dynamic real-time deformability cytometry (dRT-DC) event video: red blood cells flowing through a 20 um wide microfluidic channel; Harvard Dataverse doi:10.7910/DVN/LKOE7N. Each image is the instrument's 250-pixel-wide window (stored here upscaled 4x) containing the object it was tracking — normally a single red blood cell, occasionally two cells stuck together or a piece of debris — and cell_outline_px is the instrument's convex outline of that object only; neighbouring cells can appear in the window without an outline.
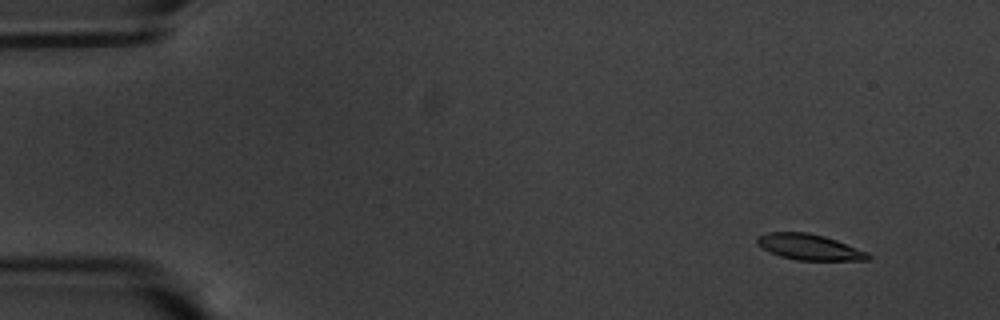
{"species": "common noctule bat (a hibernating species)", "species_latin": "Nyctalus noctula", "temperature_condition": "warm", "stored_images_in_passage": 54, "camera_frame_rate_fps": 3000, "um_per_image_px": 0.085, "animal": {"sex": "male", "body_mass_g": 20.1, "forearm_length_mm": 53.5}, "frame": {"image": 1, "passage_image": 1, "time_ms": 0.0, "image_size_px": [1000, 320], "cell_outline_px": [[872, 256], [868, 260], [796, 260], [780, 256], [756, 244], [756, 236], [768, 232], [808, 232], [824, 236], [836, 240], [868, 252]], "centroid_in_image_um": [68.79, 20.99], "position_along_channel_um": 16.2, "area_um2": 16.65}}
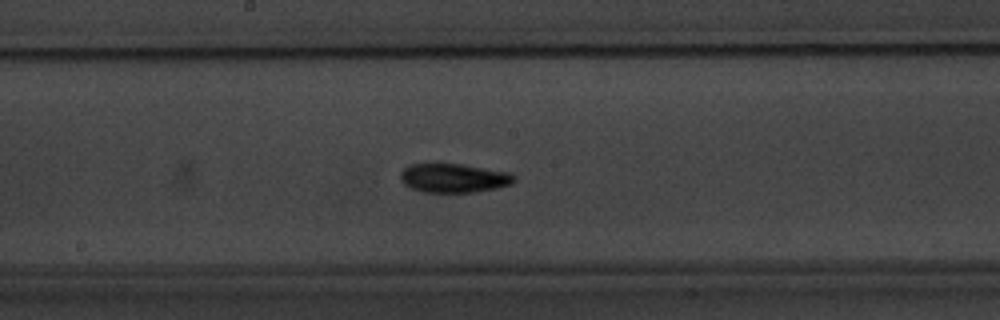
{"frame": {"image": 2, "passage_image": 27, "time_ms": 8.667, "image_size_px": [1000, 320], "cell_outline_px": [[516, 180], [512, 184], [496, 188], [472, 192], [424, 192], [412, 188], [404, 184], [400, 180], [400, 172], [404, 168], [412, 164], [464, 164], [512, 172], [516, 176]], "centroid_in_image_um": [38.62, 15.12], "position_along_channel_um": 209.6, "area_um2": 19.36}}
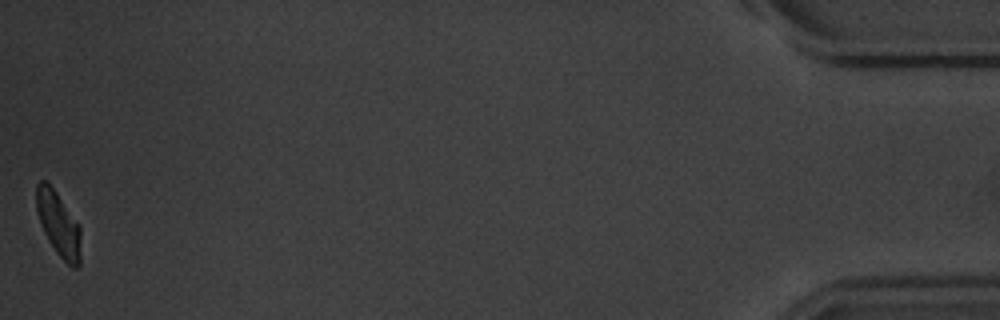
{"frame": {"image": 3, "passage_image": 54, "time_ms": 17.667, "image_size_px": [1000, 320], "cell_outline_px": [[80, 264], [76, 268], [72, 268], [56, 252], [48, 240], [40, 224], [36, 208], [36, 184], [40, 180], [44, 180], [56, 192], [80, 224]], "centroid_in_image_um": [4.97, 19.05], "position_along_channel_um": 430.2, "area_um2": 16.7}, "authors_computed_cell_mechanics": {"area_um2": 17.8602, "velocity_mm_per_s": 3.4889, "shape_relaxation_time_tau1_ms": 2.4494, "shape_relaxation_time_tau2_ms": 5.6026, "deformation_change_tau1": 0.1501, "deformation_change_tau2": 0.0939}}